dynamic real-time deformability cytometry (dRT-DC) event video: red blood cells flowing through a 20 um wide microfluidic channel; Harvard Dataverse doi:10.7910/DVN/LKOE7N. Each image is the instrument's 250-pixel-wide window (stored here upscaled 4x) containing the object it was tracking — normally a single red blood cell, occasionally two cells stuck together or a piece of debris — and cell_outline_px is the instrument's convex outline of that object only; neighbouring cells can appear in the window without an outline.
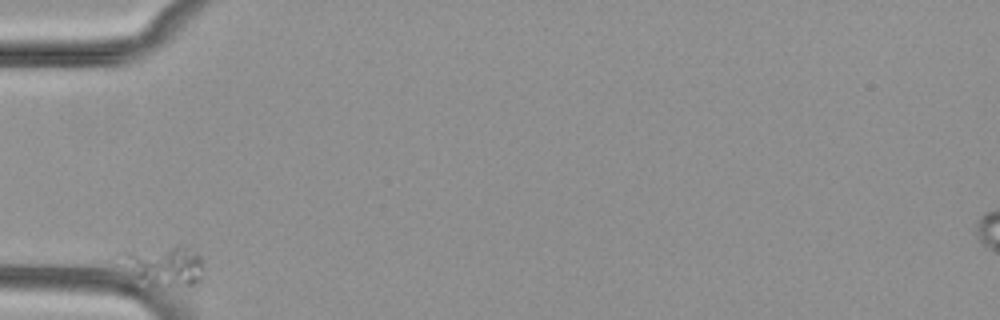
{"species": "common noctule bat (a hibernating species)", "species_latin": "Nyctalus noctula", "temperature_condition": "cold", "stored_images_in_passage": 36, "camera_frame_rate_fps": 3000, "um_per_image_px": 0.085, "animal": {"sex": "female", "body_mass_g": 29.2, "forearm_length_mm": 56.3}, "frame": {"image": 1, "passage_image": 1, "time_ms": 0.0, "image_size_px": [1000, 320], "cell_outline_px": [[204, 272], [200, 280], [192, 284], [148, 284], [136, 276], [124, 252], [176, 244], [188, 244], [200, 256]], "centroid_in_image_um": [14.18, 22.5], "position_along_channel_um": 70.8, "area_um2": 18.09}}
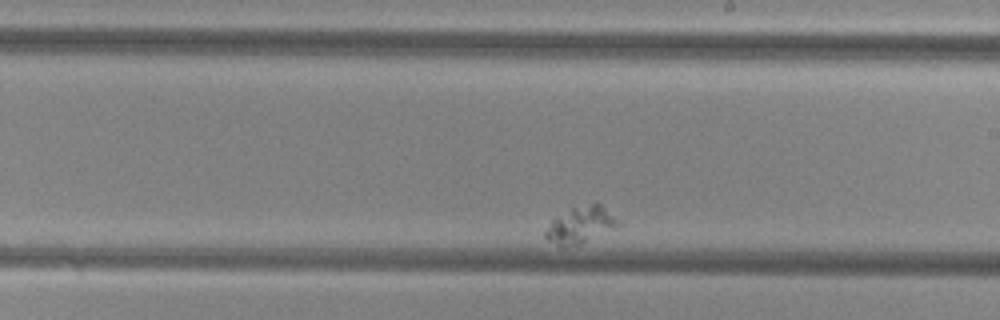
{"frame": {"image": 2, "passage_image": 21, "time_ms": 6.667, "image_size_px": [1000, 320], "cell_outline_px": [[620, 224], [616, 228], [580, 244], [564, 248], [560, 248], [548, 240], [544, 236], [544, 232], [552, 220], [556, 216], [572, 208], [596, 200], [620, 220]], "centroid_in_image_um": [49.36, 19.11], "position_along_channel_um": 239.6, "area_um2": 15.9}}
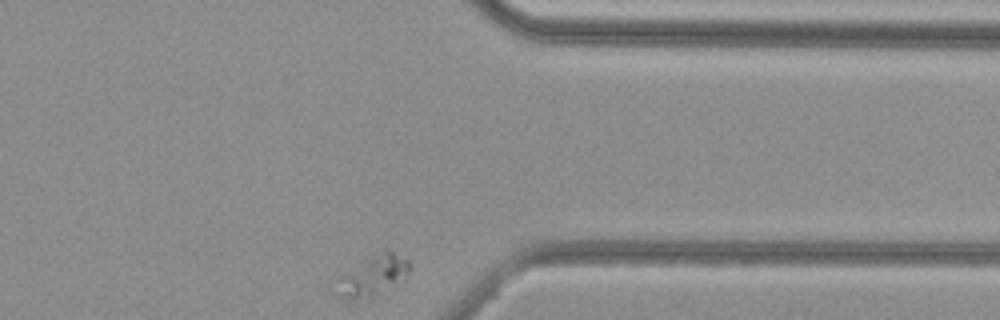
{"frame": {"image": 3, "passage_image": 36, "time_ms": 11.667, "image_size_px": [1000, 320], "cell_outline_px": [[412, 268], [404, 280], [368, 300], [352, 300], [340, 296], [332, 292], [328, 288], [336, 276], [384, 248], [388, 248], [408, 260], [412, 264]], "centroid_in_image_um": [31.6, 23.46], "position_along_channel_um": 379.8, "area_um2": 18.55}}